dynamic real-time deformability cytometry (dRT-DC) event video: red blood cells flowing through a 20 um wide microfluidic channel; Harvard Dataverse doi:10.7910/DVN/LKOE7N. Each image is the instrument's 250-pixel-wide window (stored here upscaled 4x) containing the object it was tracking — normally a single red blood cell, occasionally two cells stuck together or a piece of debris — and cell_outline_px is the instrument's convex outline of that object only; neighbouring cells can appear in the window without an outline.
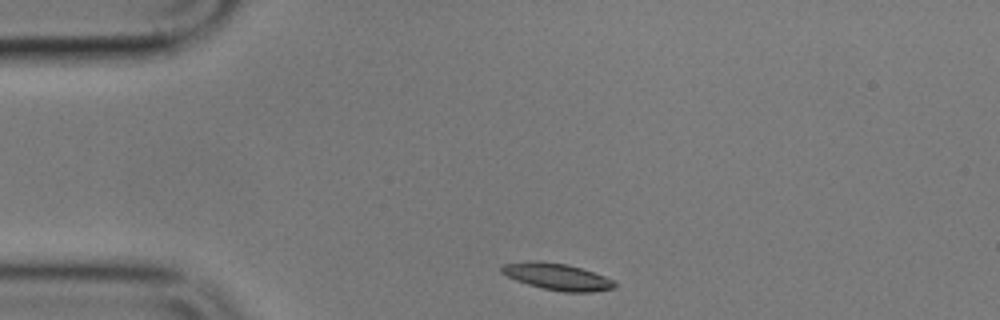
{"species": "common noctule bat (a hibernating species)", "species_latin": "Nyctalus noctula", "temperature_condition": "cold", "stored_images_in_passage": 4, "camera_frame_rate_fps": 3000, "um_per_image_px": 0.085, "animal": {"sex": "male", "body_mass_g": 17.9}, "frame": {"image": 1, "passage_image": 1, "time_ms": 0.0, "image_size_px": [1000, 320], "cell_outline_px": [[616, 284], [612, 288], [592, 292], [564, 292], [544, 288], [528, 284], [516, 280], [500, 272], [500, 268], [504, 264], [528, 260], [536, 260], [568, 264], [616, 280]], "centroid_in_image_um": [47.34, 23.5], "position_along_channel_um": 37.7, "area_um2": 17.51}}
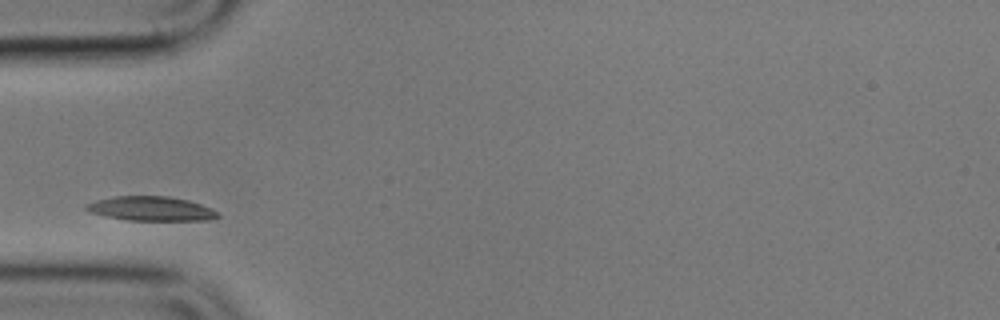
{"frame": {"image": 2, "passage_image": 3, "time_ms": 2.333, "image_size_px": [1000, 320], "cell_outline_px": [[220, 216], [212, 220], [128, 220], [104, 216], [88, 212], [84, 208], [84, 204], [96, 200], [112, 196], [168, 196], [188, 200], [212, 208], [220, 212]], "centroid_in_image_um": [12.83, 17.73], "position_along_channel_um": 72.2, "area_um2": 18.9}}
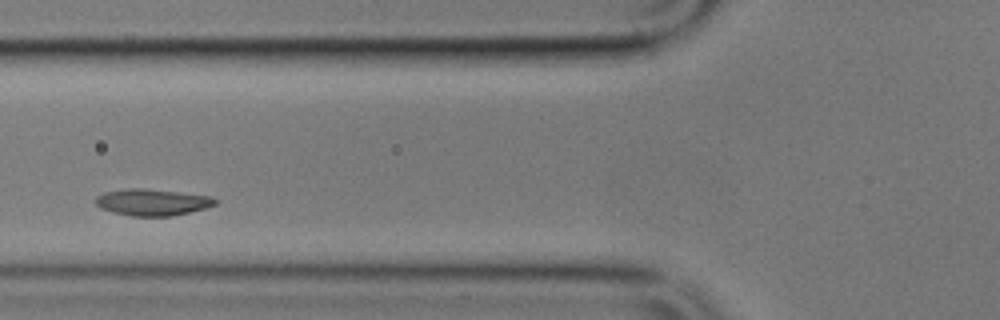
{"frame": {"image": 3, "passage_image": 4, "time_ms": 3.667, "image_size_px": [1000, 320], "cell_outline_px": [[220, 200], [216, 204], [204, 208], [172, 216], [132, 216], [112, 212], [100, 208], [96, 204], [96, 196], [104, 192], [124, 188], [144, 188], [212, 196]], "centroid_in_image_um": [12.94, 17.18], "position_along_channel_um": 112.9, "area_um2": 18.61}}